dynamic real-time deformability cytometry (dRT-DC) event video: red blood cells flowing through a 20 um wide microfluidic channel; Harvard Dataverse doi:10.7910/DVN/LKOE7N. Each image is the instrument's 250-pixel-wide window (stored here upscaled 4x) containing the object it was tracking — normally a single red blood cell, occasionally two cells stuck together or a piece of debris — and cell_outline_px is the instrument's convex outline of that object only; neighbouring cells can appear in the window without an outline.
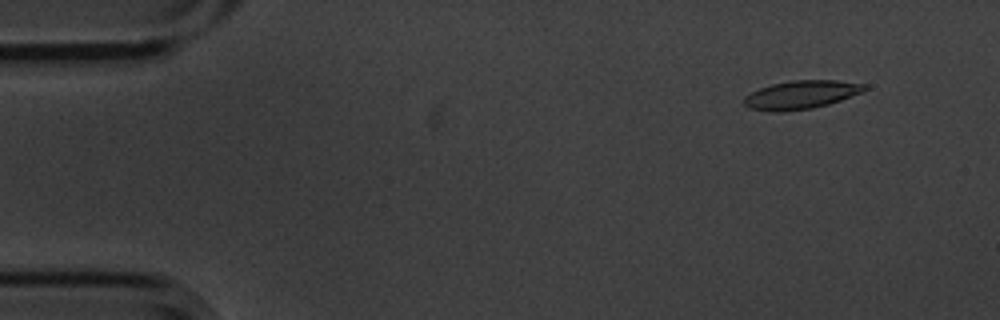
{"species": "common noctule bat (a hibernating species)", "species_latin": "Nyctalus noctula", "temperature_condition": "cold", "stored_images_in_passage": 13, "camera_frame_rate_fps": 3000, "um_per_image_px": 0.085, "animal": {"sex": "male", "body_mass_g": 20.1, "forearm_length_mm": 53.5}, "frame": {"image": 1, "passage_image": 2, "time_ms": 0.333, "image_size_px": [1000, 320], "cell_outline_px": [[868, 88], [864, 92], [828, 104], [812, 108], [784, 112], [772, 112], [748, 108], [744, 104], [744, 96], [760, 88], [772, 84], [792, 80], [836, 80], [868, 84]], "centroid_in_image_um": [68.12, 8.05], "position_along_channel_um": 16.9, "area_um2": 20.11}}
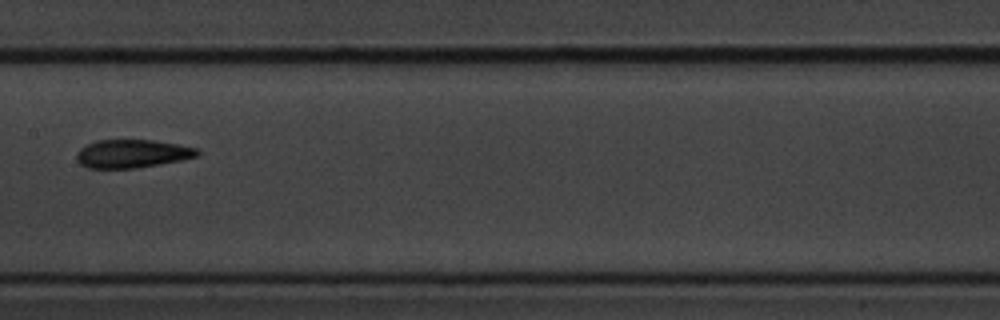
{"frame": {"image": 2, "passage_image": 8, "time_ms": 2.333, "image_size_px": [1000, 320], "cell_outline_px": [[200, 156], [180, 160], [136, 168], [88, 168], [80, 164], [76, 160], [76, 152], [80, 148], [96, 140], [152, 140], [176, 144], [196, 148], [200, 152]], "centroid_in_image_um": [11.2, 13.06], "position_along_channel_um": 196.2, "area_um2": 19.83}}
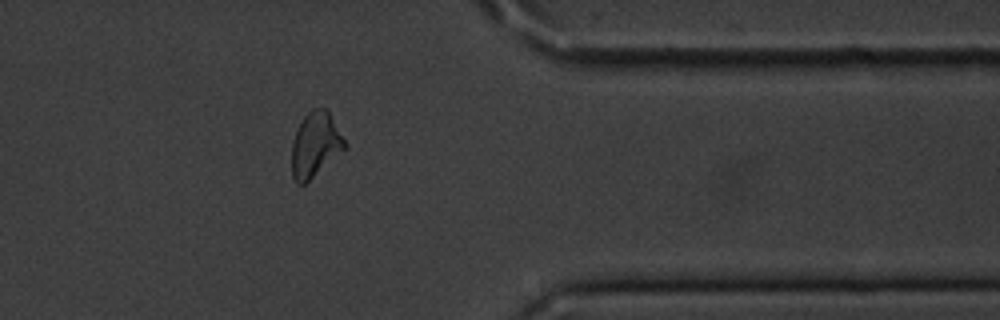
{"frame": {"image": 3, "passage_image": 13, "time_ms": 4.0, "image_size_px": [1000, 320], "cell_outline_px": [[348, 148], [304, 184], [296, 184], [292, 176], [292, 144], [296, 132], [304, 116], [312, 108], [324, 108], [328, 112], [348, 144]], "centroid_in_image_um": [26.82, 12.32], "position_along_channel_um": 384.6, "area_um2": 19.94}}